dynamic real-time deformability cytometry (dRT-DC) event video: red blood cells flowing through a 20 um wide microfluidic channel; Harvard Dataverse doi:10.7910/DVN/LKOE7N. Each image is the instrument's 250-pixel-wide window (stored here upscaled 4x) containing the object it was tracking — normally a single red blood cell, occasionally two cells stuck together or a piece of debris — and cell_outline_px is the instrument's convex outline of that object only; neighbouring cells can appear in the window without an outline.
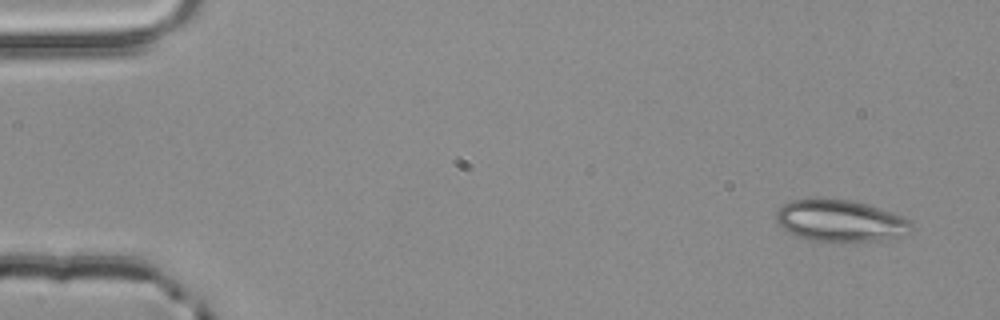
{"species": "common noctule bat (a hibernating species)", "species_latin": "Nyctalus noctula", "temperature_condition": "room temperature", "stored_images_in_passage": 3, "camera_frame_rate_fps": 3000, "um_per_image_px": 0.085, "animal": {"sex": "male", "body_mass_g": 20.4}, "frame": {"image": 1, "passage_image": 1, "time_ms": 0.0, "image_size_px": [1000, 320], "cell_outline_px": [[912, 228], [888, 240], [840, 244], [808, 240], [796, 236], [788, 232], [776, 220], [776, 212], [784, 204], [792, 200], [848, 200], [868, 204], [904, 216], [912, 220]], "centroid_in_image_um": [71.45, 18.82], "position_along_channel_um": 13.5, "area_um2": 33.18}}